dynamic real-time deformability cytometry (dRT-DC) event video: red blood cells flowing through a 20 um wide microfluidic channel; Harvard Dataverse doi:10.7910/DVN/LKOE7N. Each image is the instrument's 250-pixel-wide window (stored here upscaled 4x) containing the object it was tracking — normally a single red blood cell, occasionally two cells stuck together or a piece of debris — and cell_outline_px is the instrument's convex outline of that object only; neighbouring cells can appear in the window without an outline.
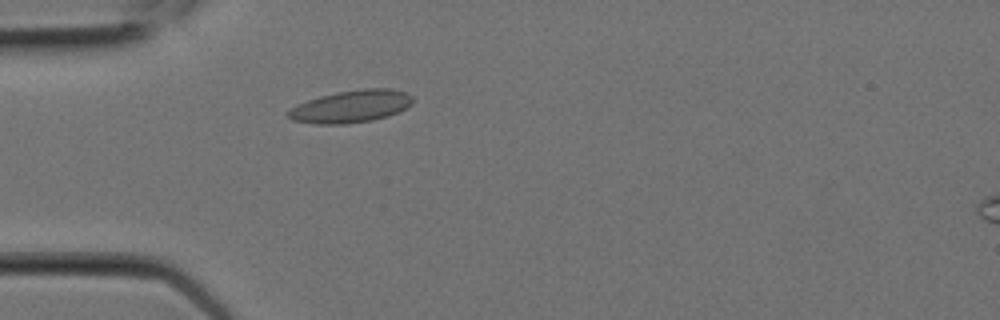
{"species": "Egyptian fruit bat (a non-hibernating species)", "species_latin": "Rousettus aegyptiacus", "temperature_condition": "room temperature", "stored_images_in_passage": 5, "camera_frame_rate_fps": 3000, "um_per_image_px": 0.085, "animal": {"sex": "female"}, "frame": {"image": 1, "passage_image": 5, "time_ms": 1.333, "image_size_px": [1000, 320], "cell_outline_px": [[412, 104], [388, 116], [372, 120], [344, 124], [316, 124], [292, 120], [284, 112], [308, 100], [320, 96], [336, 92], [364, 88], [388, 88], [404, 92], [412, 96]], "centroid_in_image_um": [29.82, 9.04], "position_along_channel_um": 55.2, "area_um2": 23.29}}